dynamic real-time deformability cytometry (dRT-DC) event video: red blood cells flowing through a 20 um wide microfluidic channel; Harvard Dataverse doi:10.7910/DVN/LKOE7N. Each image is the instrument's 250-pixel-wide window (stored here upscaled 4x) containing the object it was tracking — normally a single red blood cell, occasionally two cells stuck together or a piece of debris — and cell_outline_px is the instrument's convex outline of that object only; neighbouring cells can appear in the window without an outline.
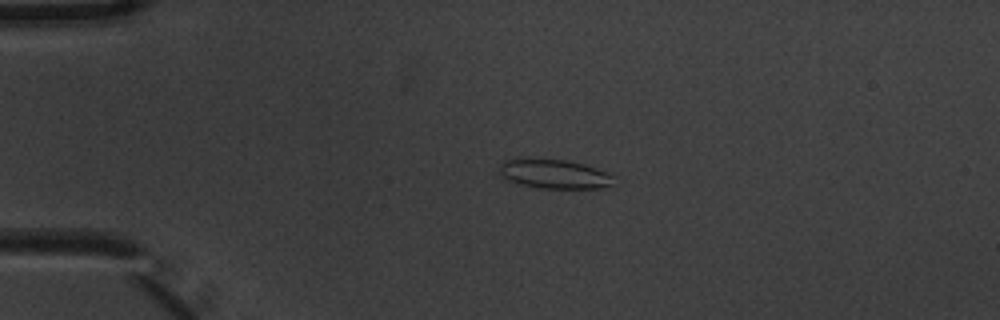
{"species": "common noctule bat (a hibernating species)", "species_latin": "Nyctalus noctula", "temperature_condition": "warm", "stored_images_in_passage": 5, "camera_frame_rate_fps": 3000, "um_per_image_px": 0.085, "animal": {"sex": "male", "body_mass_g": 20.1, "forearm_length_mm": 53.5}, "frame": {"image": 1, "passage_image": 4, "time_ms": 1.0, "image_size_px": [1000, 320], "cell_outline_px": [[616, 176], [612, 188], [540, 188], [520, 184], [508, 180], [500, 176], [500, 164], [504, 160], [520, 156], [564, 160], [584, 164], [596, 168]], "centroid_in_image_um": [47.11, 14.76], "position_along_channel_um": 37.9, "area_um2": 20.17}}